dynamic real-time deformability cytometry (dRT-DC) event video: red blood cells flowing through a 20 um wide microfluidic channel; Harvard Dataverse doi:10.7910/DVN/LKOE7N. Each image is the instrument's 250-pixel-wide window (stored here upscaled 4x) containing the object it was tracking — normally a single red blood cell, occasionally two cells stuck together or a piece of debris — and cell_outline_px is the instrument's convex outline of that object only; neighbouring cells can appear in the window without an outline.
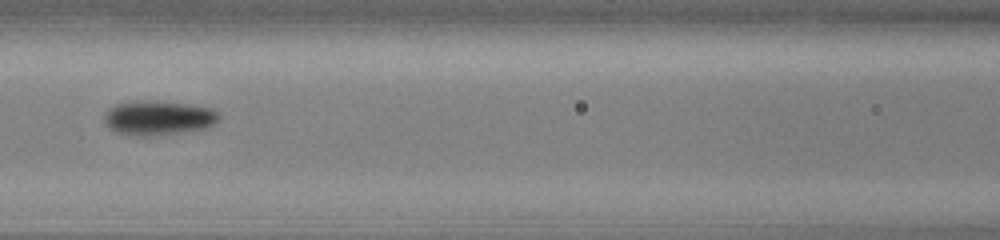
{"species": "common noctule bat (a hibernating species)", "species_latin": "Nyctalus noctula", "temperature_condition": "cold", "stored_images_in_passage": 22, "camera_frame_rate_fps": 3000, "um_per_image_px": 0.085, "animal": {"sex": "male", "body_mass_g": 13.0, "forearm_length_mm": 53.1}, "frame": {"image": 1, "passage_image": 7, "time_ms": 2.0, "image_size_px": [1000, 240], "cell_outline_px": [[220, 116], [216, 124], [204, 128], [144, 136], [116, 132], [108, 128], [104, 120], [104, 116], [116, 104], [188, 104], [212, 108]], "centroid_in_image_um": [13.51, 10.07], "position_along_channel_um": 153.1, "area_um2": 21.33}}
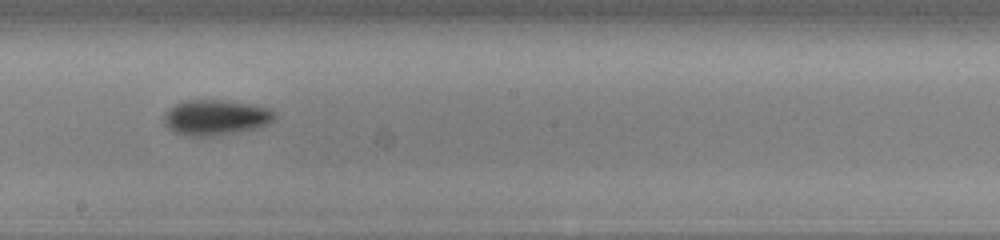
{"frame": {"image": 2, "passage_image": 13, "time_ms": 4.0, "image_size_px": [1000, 240], "cell_outline_px": [[276, 116], [268, 124], [260, 128], [212, 136], [188, 136], [176, 132], [168, 128], [164, 120], [164, 116], [168, 108], [184, 100], [220, 100], [248, 104], [268, 108], [276, 112]], "centroid_in_image_um": [18.34, 9.99], "position_along_channel_um": 229.9, "area_um2": 22.72}}
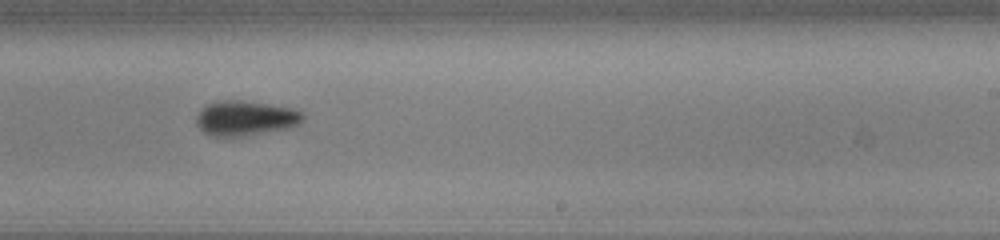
{"frame": {"image": 3, "passage_image": 16, "time_ms": 5.0, "image_size_px": [1000, 240], "cell_outline_px": [[304, 120], [300, 124], [288, 128], [244, 136], [212, 136], [204, 132], [196, 124], [196, 116], [208, 104], [216, 100], [240, 100], [268, 104], [292, 108], [300, 112], [304, 116]], "centroid_in_image_um": [20.87, 10.04], "position_along_channel_um": 268.1, "area_um2": 21.56}}